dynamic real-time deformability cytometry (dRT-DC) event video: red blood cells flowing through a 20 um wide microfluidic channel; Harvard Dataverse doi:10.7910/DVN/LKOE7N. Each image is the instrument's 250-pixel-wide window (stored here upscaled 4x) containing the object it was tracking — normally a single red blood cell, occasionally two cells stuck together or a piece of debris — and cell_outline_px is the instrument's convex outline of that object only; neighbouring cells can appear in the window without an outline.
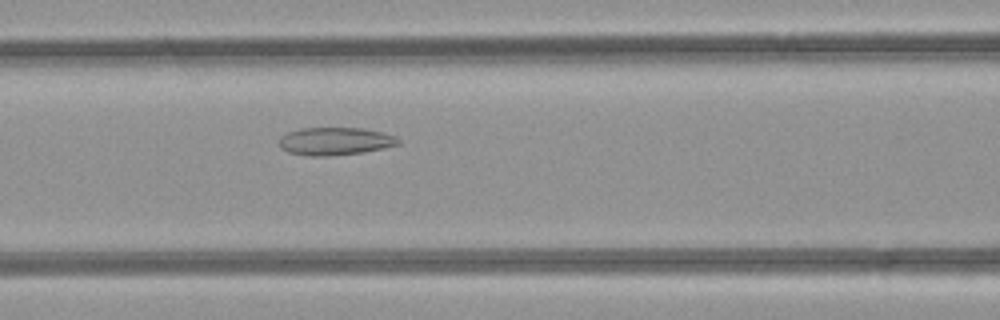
{"species": "common noctule bat (a hibernating species)", "species_latin": "Nyctalus noctula", "temperature_condition": "room temperature", "stored_images_in_passage": 25, "segment_of_instrument_passage": [1, 2], "camera_frame_rate_fps": 3000, "um_per_image_px": 0.085, "animal": {"sex": "female", "body_mass_g": 21.9}, "frame": {"image": 1, "passage_image": 6, "time_ms": 1.667, "image_size_px": [1000, 320], "cell_outline_px": [[400, 144], [384, 148], [364, 152], [324, 156], [308, 156], [288, 152], [280, 148], [280, 136], [288, 132], [300, 128], [360, 128], [380, 132], [396, 136], [400, 140]], "centroid_in_image_um": [28.47, 12.0], "position_along_channel_um": 138.1, "area_um2": 19.25}}
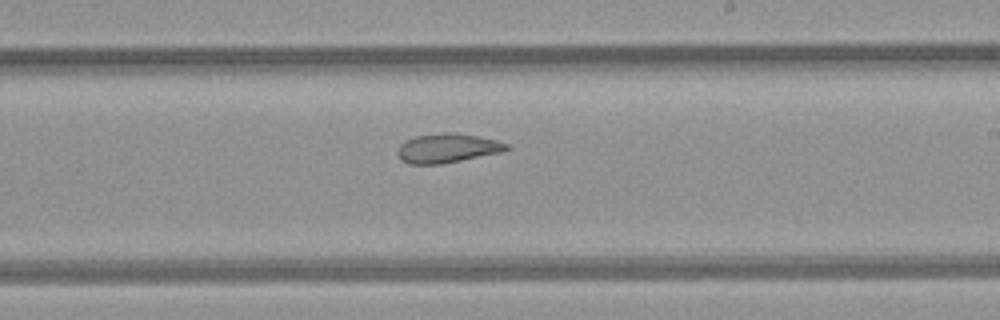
{"frame": {"image": 2, "passage_image": 14, "time_ms": 4.333, "image_size_px": [1000, 320], "cell_outline_px": [[512, 148], [500, 152], [440, 164], [408, 164], [400, 160], [396, 152], [400, 144], [416, 136], [440, 132], [456, 132], [496, 140], [508, 144]], "centroid_in_image_um": [37.99, 12.59], "position_along_channel_um": 251.0, "area_um2": 18.5}}
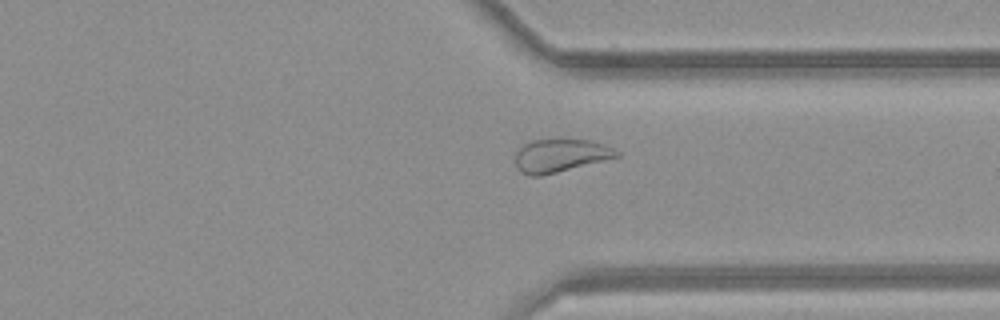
{"frame": {"image": 3, "passage_image": 22, "time_ms": 7.0, "image_size_px": [1000, 320], "cell_outline_px": [[620, 156], [540, 176], [528, 176], [520, 172], [516, 168], [516, 152], [524, 144], [532, 140], [588, 140], [604, 144], [620, 152]], "centroid_in_image_um": [47.6, 13.23], "position_along_channel_um": 363.8, "area_um2": 19.25}}